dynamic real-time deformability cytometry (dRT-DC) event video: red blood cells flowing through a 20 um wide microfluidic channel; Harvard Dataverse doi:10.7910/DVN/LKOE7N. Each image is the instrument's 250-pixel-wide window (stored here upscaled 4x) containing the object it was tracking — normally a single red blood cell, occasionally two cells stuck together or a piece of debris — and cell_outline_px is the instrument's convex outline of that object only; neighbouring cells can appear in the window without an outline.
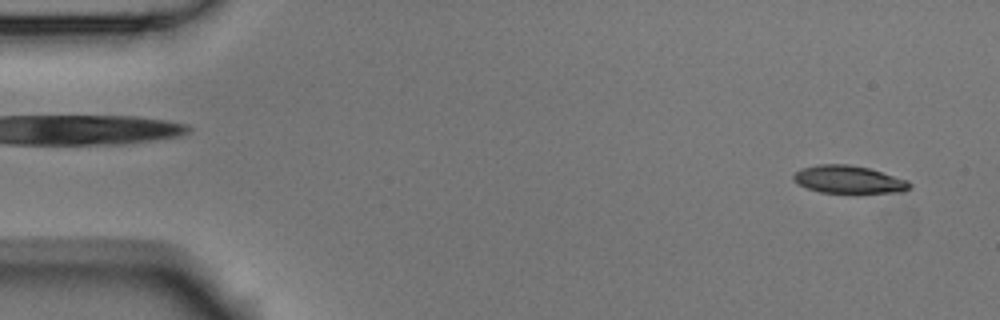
{"species": "Egyptian fruit bat (a non-hibernating species)", "species_latin": "Rousettus aegyptiacus", "temperature_condition": "room temperature", "stored_images_in_passage": 7, "camera_frame_rate_fps": 3000, "um_per_image_px": 0.085, "animal": {"sex": "male"}, "frame": {"image": 1, "passage_image": 1, "time_ms": 0.0, "image_size_px": [1000, 320], "cell_outline_px": [[912, 188], [904, 192], [820, 192], [808, 188], [800, 184], [792, 176], [800, 168], [816, 164], [848, 164], [868, 168], [908, 180], [912, 184]], "centroid_in_image_um": [72.17, 15.24], "position_along_channel_um": 12.8, "area_um2": 18.55}}
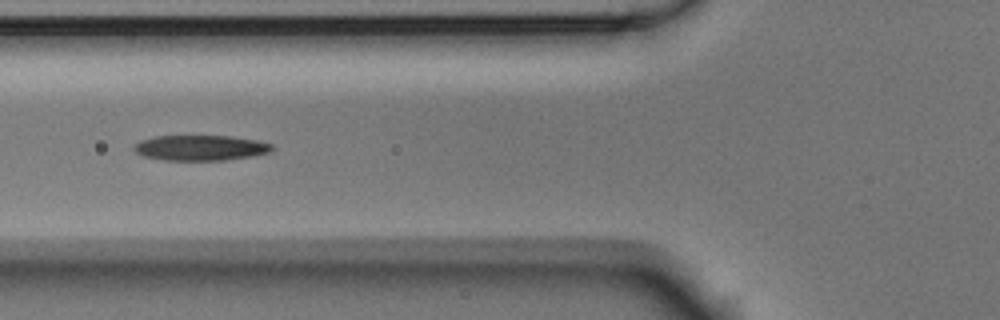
{"frame": {"image": 2, "passage_image": 6, "time_ms": 1.667, "image_size_px": [1000, 320], "cell_outline_px": [[272, 148], [268, 152], [252, 156], [224, 160], [164, 160], [144, 156], [136, 152], [132, 148], [140, 140], [156, 136], [232, 136], [260, 140], [272, 144]], "centroid_in_image_um": [17.04, 12.56], "position_along_channel_um": 108.8, "area_um2": 20.35}}
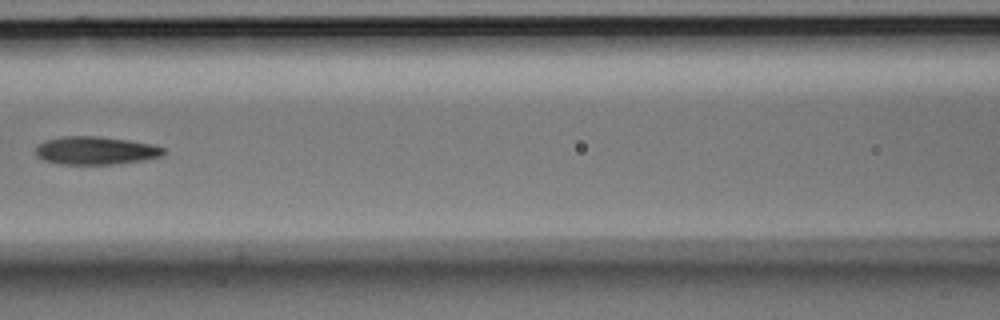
{"frame": {"image": 3, "passage_image": 7, "time_ms": 2.0, "image_size_px": [1000, 320], "cell_outline_px": [[164, 152], [160, 156], [144, 160], [112, 164], [60, 164], [44, 160], [36, 156], [36, 148], [44, 140], [64, 136], [100, 136], [128, 140], [152, 144], [164, 148]], "centroid_in_image_um": [8.11, 12.79], "position_along_channel_um": 158.5, "area_um2": 20.81}}